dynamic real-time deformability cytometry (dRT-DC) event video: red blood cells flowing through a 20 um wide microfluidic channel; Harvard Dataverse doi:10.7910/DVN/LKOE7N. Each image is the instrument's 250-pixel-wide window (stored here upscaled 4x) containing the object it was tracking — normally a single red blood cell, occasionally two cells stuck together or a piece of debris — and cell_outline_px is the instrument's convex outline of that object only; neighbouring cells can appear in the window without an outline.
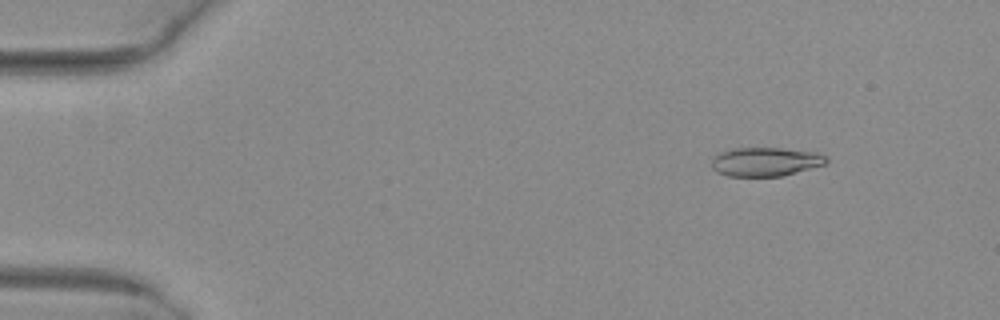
{"species": "common noctule bat (a hibernating species)", "species_latin": "Nyctalus noctula", "temperature_condition": "warm", "stored_images_in_passage": 48, "camera_frame_rate_fps": 3000, "um_per_image_px": 0.085, "animal": {"sex": "female", "body_mass_g": 29.2, "forearm_length_mm": 56.3}, "frame": {"image": 1, "passage_image": 3, "time_ms": 0.667, "image_size_px": [1000, 320], "cell_outline_px": [[828, 164], [780, 176], [728, 176], [716, 172], [712, 168], [712, 156], [720, 152], [732, 148], [784, 148], [816, 152], [828, 156]], "centroid_in_image_um": [65.08, 13.74], "position_along_channel_um": 19.9, "area_um2": 19.54}}
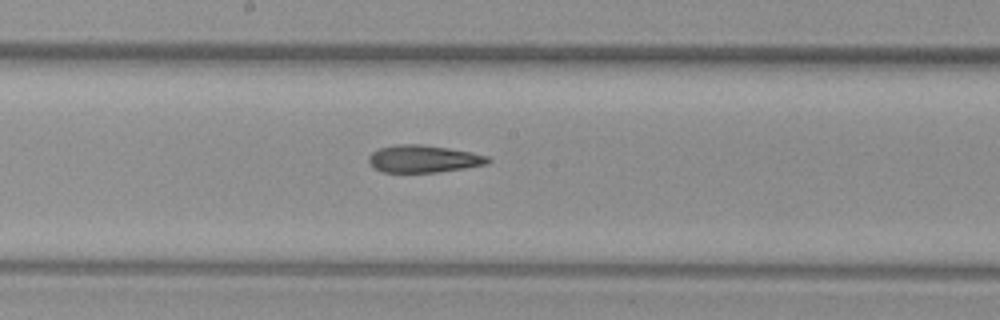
{"frame": {"image": 2, "passage_image": 25, "time_ms": 8.0, "image_size_px": [1000, 320], "cell_outline_px": [[492, 160], [488, 164], [464, 168], [436, 172], [380, 172], [372, 168], [368, 160], [368, 156], [372, 152], [380, 148], [396, 144], [420, 144], [448, 148], [472, 152], [488, 156]], "centroid_in_image_um": [35.98, 13.5], "position_along_channel_um": 212.2, "area_um2": 19.13}}
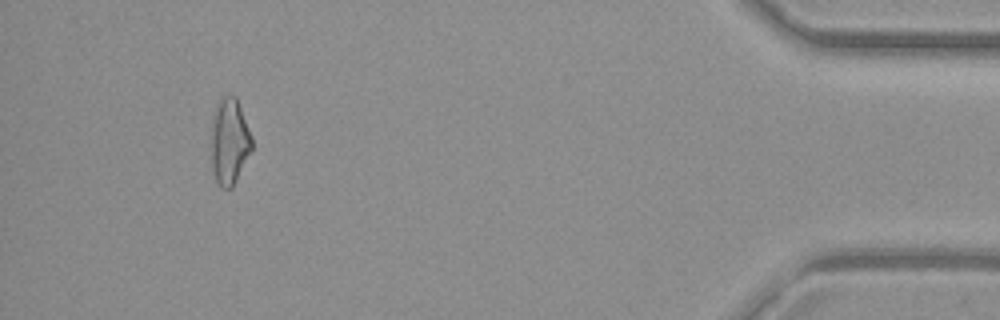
{"frame": {"image": 3, "passage_image": 45, "time_ms": 14.667, "image_size_px": [1000, 320], "cell_outline_px": [[252, 148], [232, 188], [220, 188], [216, 180], [212, 168], [212, 120], [216, 108], [220, 100], [224, 96], [236, 96], [252, 136]], "centroid_in_image_um": [19.51, 12.04], "position_along_channel_um": 415.7, "area_um2": 20.06}, "authors_computed_cell_mechanics": {"area_um2": 19.6231, "velocity_mm_per_s": 4.0507, "shape_relaxation_time_tau1_ms": null, "shape_relaxation_time_tau2_ms": 3.4143, "deformation_change_tau1": null, "deformation_change_tau2": 0.144}}